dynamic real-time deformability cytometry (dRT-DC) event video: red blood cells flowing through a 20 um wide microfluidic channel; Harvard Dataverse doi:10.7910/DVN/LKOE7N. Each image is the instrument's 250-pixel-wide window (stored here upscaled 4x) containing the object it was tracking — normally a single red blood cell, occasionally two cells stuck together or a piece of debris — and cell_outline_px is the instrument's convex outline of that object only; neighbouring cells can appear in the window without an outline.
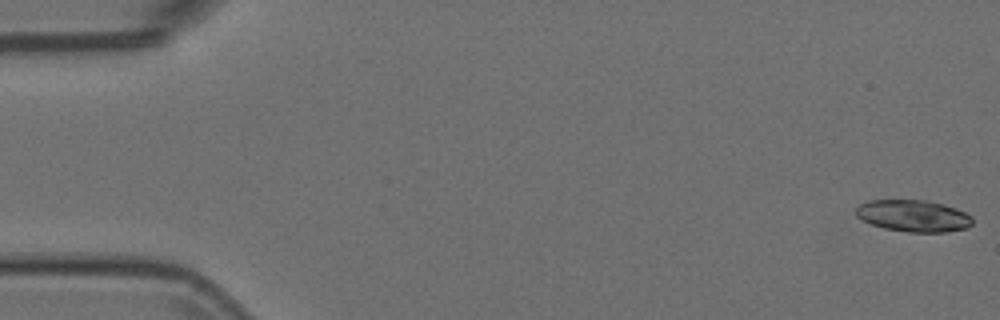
{"species": "Egyptian fruit bat (a non-hibernating species)", "species_latin": "Rousettus aegyptiacus", "temperature_condition": "room temperature", "stored_images_in_passage": 30, "camera_frame_rate_fps": 3000, "um_per_image_px": 0.085, "animal": {"sex": "female"}, "frame": {"image": 1, "passage_image": 1, "time_ms": 0.0, "image_size_px": [1000, 320], "cell_outline_px": [[972, 224], [968, 228], [944, 232], [908, 232], [884, 228], [872, 224], [856, 216], [856, 208], [860, 204], [868, 200], [924, 200], [944, 204], [956, 208], [972, 216]], "centroid_in_image_um": [77.65, 18.34], "position_along_channel_um": 7.3, "area_um2": 21.56}}
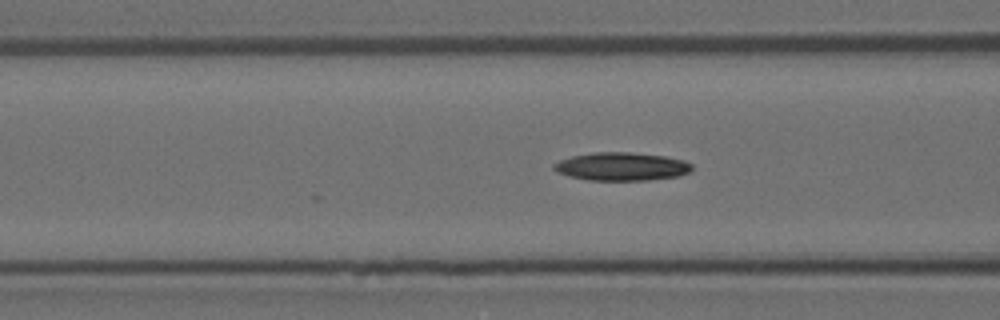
{"frame": {"image": 2, "passage_image": 21, "time_ms": 6.667, "image_size_px": [1000, 320], "cell_outline_px": [[692, 172], [680, 176], [648, 180], [588, 180], [568, 176], [556, 172], [552, 168], [552, 164], [560, 160], [572, 156], [596, 152], [632, 152], [664, 156], [684, 160], [692, 164]], "centroid_in_image_um": [52.84, 14.16], "position_along_channel_um": 113.8, "area_um2": 22.89}}
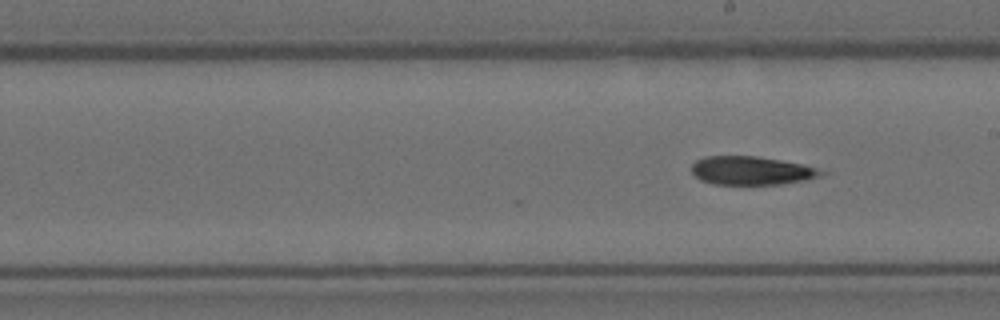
{"frame": {"image": 3, "passage_image": 30, "time_ms": 9.667, "image_size_px": [1000, 320], "cell_outline_px": [[828, 172], [820, 176], [804, 180], [780, 184], [712, 184], [700, 180], [692, 172], [692, 164], [696, 160], [704, 156], [756, 156], [780, 160], [800, 164], [816, 168]], "centroid_in_image_um": [63.84, 14.5], "position_along_channel_um": 225.2, "area_um2": 21.39}}